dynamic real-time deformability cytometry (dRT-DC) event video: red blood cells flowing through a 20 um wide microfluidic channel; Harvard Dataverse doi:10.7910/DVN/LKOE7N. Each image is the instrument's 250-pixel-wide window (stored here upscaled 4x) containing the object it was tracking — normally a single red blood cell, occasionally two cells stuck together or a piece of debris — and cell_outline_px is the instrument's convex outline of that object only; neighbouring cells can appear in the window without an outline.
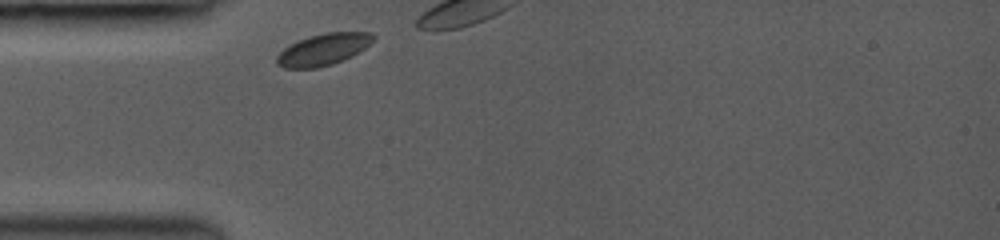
{"species": "common noctule bat (a hibernating species)", "species_latin": "Nyctalus noctula", "temperature_condition": "room temperature", "stored_images_in_passage": 3, "camera_frame_rate_fps": 3000, "um_per_image_px": 0.085, "animal": {"sex": "female", "body_mass_g": 19.0, "forearm_length_mm": 53.3}, "frame": {"image": 1, "passage_image": 1, "time_ms": 0.0, "image_size_px": [1000, 240], "cell_outline_px": [[376, 36], [364, 48], [352, 56], [344, 60], [332, 64], [316, 68], [284, 68], [276, 64], [276, 56], [284, 48], [300, 40], [312, 36], [328, 32], [372, 32]], "centroid_in_image_um": [27.48, 4.21], "position_along_channel_um": 57.5, "area_um2": 17.57}}